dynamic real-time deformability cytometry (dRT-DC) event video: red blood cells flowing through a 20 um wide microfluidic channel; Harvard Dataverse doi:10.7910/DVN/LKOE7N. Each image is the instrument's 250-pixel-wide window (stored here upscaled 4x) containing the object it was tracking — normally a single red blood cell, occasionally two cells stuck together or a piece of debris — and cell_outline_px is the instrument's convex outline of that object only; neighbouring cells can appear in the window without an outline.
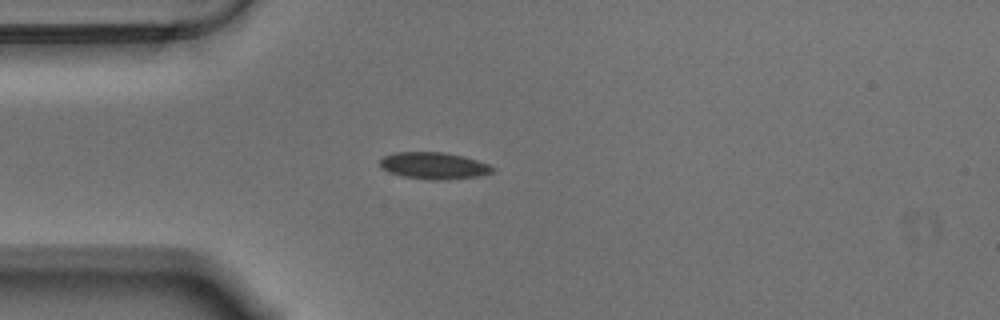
{"species": "Egyptian fruit bat (a non-hibernating species)", "species_latin": "Rousettus aegyptiacus", "temperature_condition": "warm", "stored_images_in_passage": 24, "camera_frame_rate_fps": 3000, "um_per_image_px": 0.085, "animal": {"sex": "male"}, "frame": {"image": 1, "passage_image": 1, "time_ms": 0.0, "image_size_px": [1000, 320], "cell_outline_px": [[496, 168], [492, 172], [480, 176], [448, 180], [432, 180], [400, 176], [388, 172], [380, 168], [380, 160], [384, 156], [396, 152], [444, 152], [464, 156], [488, 164]], "centroid_in_image_um": [36.87, 14.09], "position_along_channel_um": 48.1, "area_um2": 17.8}}
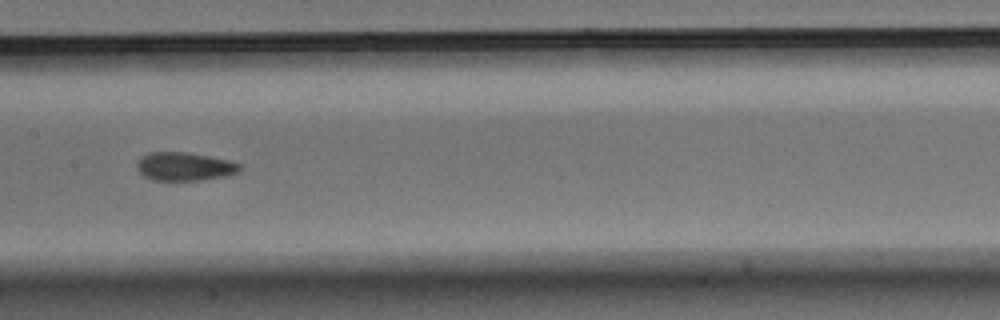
{"frame": {"image": 2, "passage_image": 14, "time_ms": 4.333, "image_size_px": [1000, 320], "cell_outline_px": [[240, 172], [228, 176], [204, 180], [152, 180], [144, 176], [136, 168], [136, 164], [148, 152], [188, 152], [228, 160], [240, 164]], "centroid_in_image_um": [15.71, 14.16], "position_along_channel_um": 191.7, "area_um2": 17.05}}
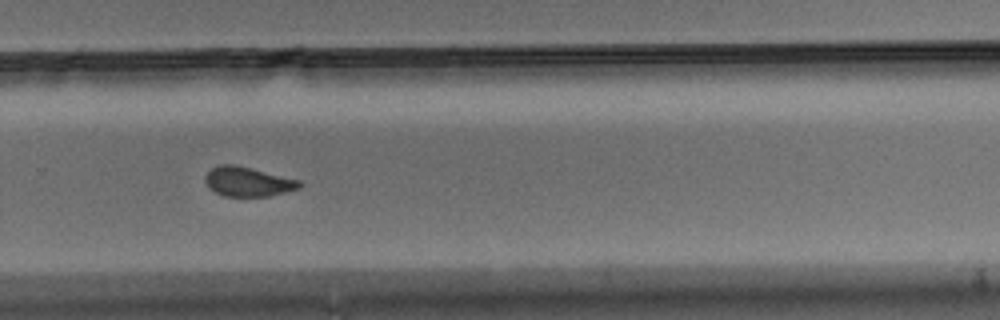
{"frame": {"image": 3, "passage_image": 24, "time_ms": 7.667, "image_size_px": [1000, 320], "cell_outline_px": [[304, 184], [300, 188], [268, 196], [224, 196], [208, 188], [204, 180], [208, 172], [216, 164], [232, 164], [300, 180]], "centroid_in_image_um": [21.06, 15.44], "position_along_channel_um": 308.7, "area_um2": 16.07}}